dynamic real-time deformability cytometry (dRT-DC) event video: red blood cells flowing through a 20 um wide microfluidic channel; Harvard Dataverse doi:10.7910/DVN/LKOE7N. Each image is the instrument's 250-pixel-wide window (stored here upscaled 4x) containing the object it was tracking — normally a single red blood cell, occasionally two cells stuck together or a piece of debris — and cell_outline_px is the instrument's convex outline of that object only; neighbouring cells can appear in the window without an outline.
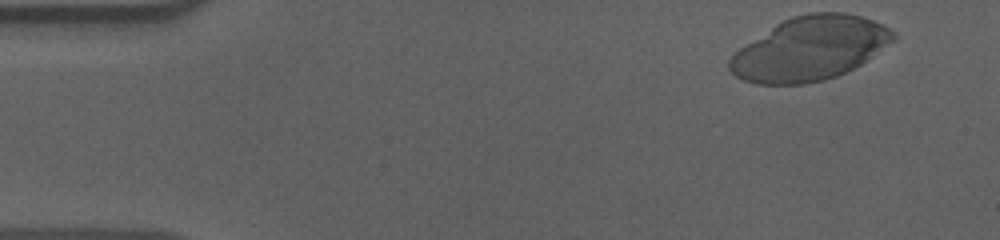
{"species": "human", "species_latin": "Homo sapiens", "temperature_condition": "cold", "stored_images_in_passage": 52, "camera_frame_rate_fps": 3000, "um_per_image_px": 0.085, "donor": {"sex": "male"}, "frame": {"image": 1, "passage_image": 1, "time_ms": 0.0, "image_size_px": [1000, 240], "cell_outline_px": [[896, 40], [860, 64], [836, 76], [824, 80], [804, 84], [756, 84], [744, 80], [736, 76], [728, 68], [728, 60], [740, 48], [776, 24], [792, 16], [808, 12], [844, 12], [860, 16], [872, 20], [888, 28], [896, 36]], "centroid_in_image_um": [68.83, 4.13], "position_along_channel_um": 16.2, "area_um2": 60.29}}